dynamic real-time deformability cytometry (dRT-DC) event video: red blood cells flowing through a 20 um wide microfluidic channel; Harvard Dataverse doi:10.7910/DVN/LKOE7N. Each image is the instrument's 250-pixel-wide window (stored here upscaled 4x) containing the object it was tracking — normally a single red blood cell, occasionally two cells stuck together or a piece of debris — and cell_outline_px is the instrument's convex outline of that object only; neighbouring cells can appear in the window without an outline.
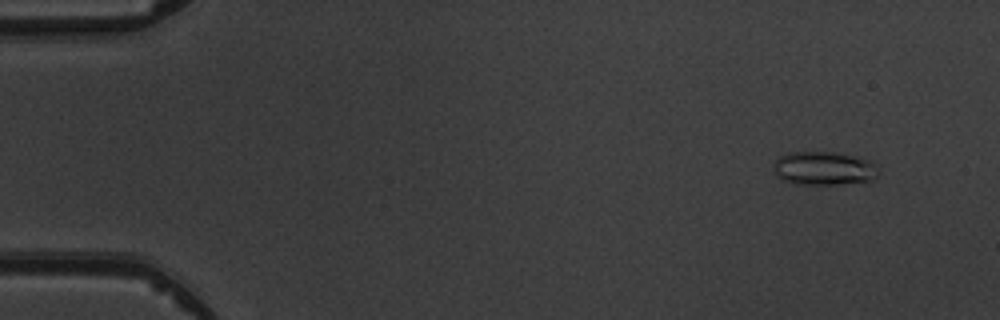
{"species": "common noctule bat (a hibernating species)", "species_latin": "Nyctalus noctula", "temperature_condition": "warm", "stored_images_in_passage": 5, "camera_frame_rate_fps": 3000, "um_per_image_px": 0.085, "animal": {"sex": "male", "body_mass_g": 19.5, "forearm_length_mm": 54.6}, "frame": {"image": 1, "passage_image": 2, "time_ms": 1.0, "image_size_px": [1000, 320], "cell_outline_px": [[880, 168], [876, 176], [872, 180], [836, 184], [792, 184], [780, 180], [776, 176], [772, 164], [780, 156], [792, 152], [832, 152], [856, 156], [872, 160]], "centroid_in_image_um": [70.02, 14.31], "position_along_channel_um": 15.0, "area_um2": 20.81}}
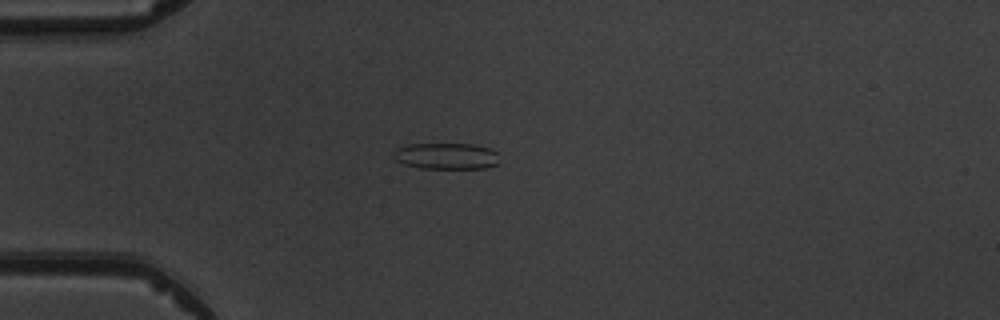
{"frame": {"image": 2, "passage_image": 4, "time_ms": 4.333, "image_size_px": [1000, 320], "cell_outline_px": [[500, 164], [484, 168], [420, 168], [404, 164], [396, 160], [392, 156], [392, 152], [396, 148], [408, 144], [476, 144], [488, 148], [496, 152]], "centroid_in_image_um": [37.92, 13.26], "position_along_channel_um": 47.1, "area_um2": 16.36}}